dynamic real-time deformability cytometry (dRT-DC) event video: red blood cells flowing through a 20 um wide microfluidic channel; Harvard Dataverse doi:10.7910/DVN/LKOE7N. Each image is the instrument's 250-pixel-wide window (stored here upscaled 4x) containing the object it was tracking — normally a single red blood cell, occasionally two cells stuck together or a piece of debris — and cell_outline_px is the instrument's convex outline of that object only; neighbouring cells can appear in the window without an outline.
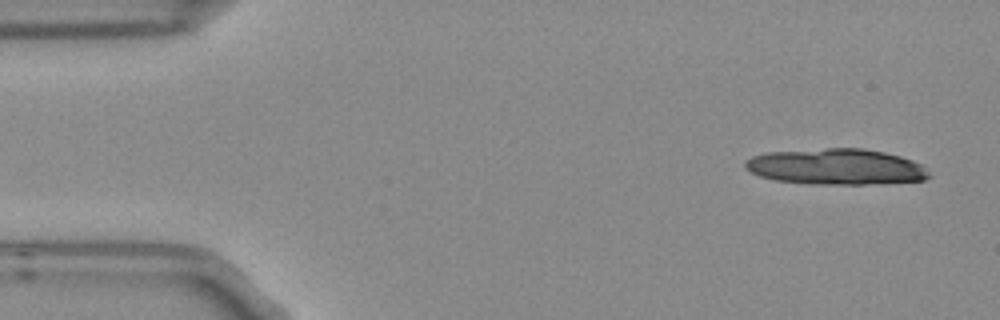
{"species": "Egyptian fruit bat (a non-hibernating species)", "species_latin": "Rousettus aegyptiacus", "temperature_condition": "room temperature", "stored_images_in_passage": 5, "camera_frame_rate_fps": 3000, "um_per_image_px": 0.085, "frame": {"image": 1, "passage_image": 1, "time_ms": 0.0, "image_size_px": [1000, 320], "cell_outline_px": [[932, 176], [924, 180], [864, 184], [808, 184], [772, 180], [760, 176], [744, 168], [744, 160], [752, 156], [764, 152], [828, 148], [860, 148], [884, 152], [900, 156], [912, 160], [920, 164]], "centroid_in_image_um": [71.01, 14.17], "position_along_channel_um": 14.0, "area_um2": 38.61}}
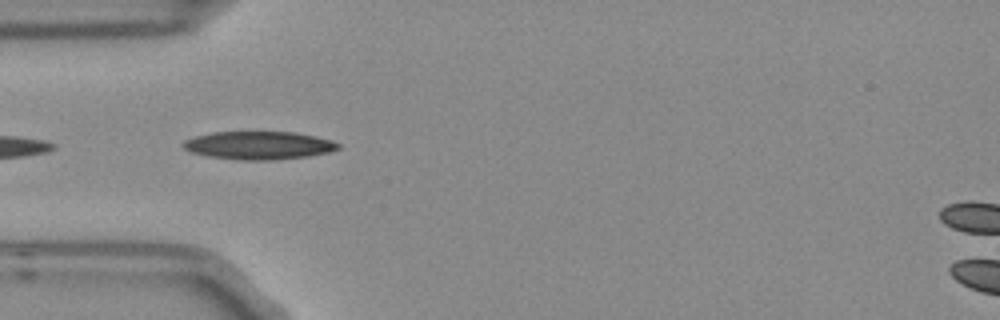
{"frame": {"image": 2, "passage_image": 4, "time_ms": 1.0, "image_size_px": [1000, 320], "cell_outline_px": [[340, 148], [328, 152], [308, 156], [272, 160], [244, 160], [208, 156], [188, 152], [180, 144], [184, 140], [196, 136], [212, 132], [292, 132], [332, 140], [340, 144]], "centroid_in_image_um": [21.95, 12.36], "position_along_channel_um": 63.1, "area_um2": 25.26}}
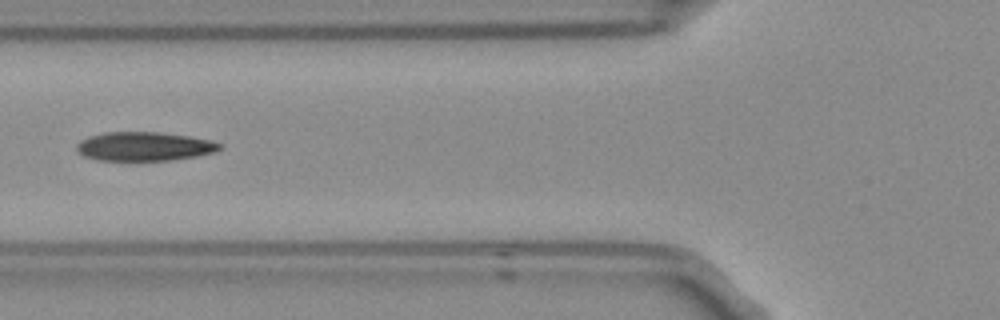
{"frame": {"image": 3, "passage_image": 5, "time_ms": 1.333, "image_size_px": [1000, 320], "cell_outline_px": [[220, 148], [212, 152], [196, 156], [168, 160], [96, 160], [84, 156], [76, 152], [76, 144], [80, 140], [88, 136], [108, 132], [156, 132], [188, 136], [208, 140], [220, 144]], "centroid_in_image_um": [12.16, 12.44], "position_along_channel_um": 113.6, "area_um2": 23.81}}